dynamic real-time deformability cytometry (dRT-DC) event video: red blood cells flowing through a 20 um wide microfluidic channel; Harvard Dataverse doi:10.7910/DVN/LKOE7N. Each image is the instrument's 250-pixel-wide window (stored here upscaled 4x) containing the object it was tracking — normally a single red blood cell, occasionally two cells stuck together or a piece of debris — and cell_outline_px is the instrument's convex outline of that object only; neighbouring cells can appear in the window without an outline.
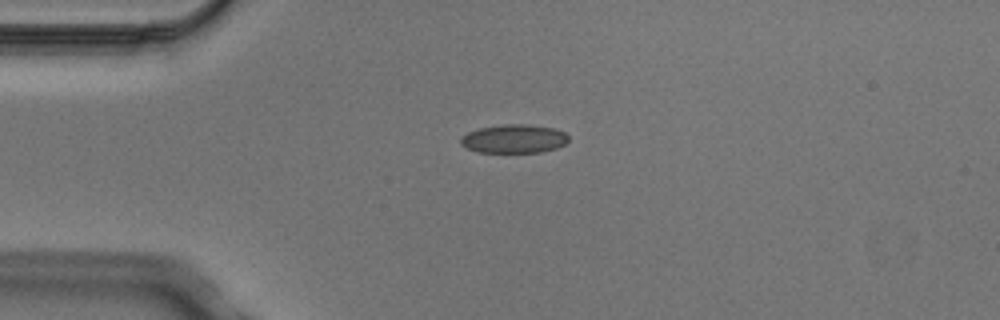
{"species": "Egyptian fruit bat (a non-hibernating species)", "species_latin": "Rousettus aegyptiacus", "temperature_condition": "cold", "stored_images_in_passage": 2, "camera_frame_rate_fps": 3000, "um_per_image_px": 0.085, "animal": {"sex": "male"}, "frame": {"image": 1, "passage_image": 1, "time_ms": 0.0, "image_size_px": [1000, 320], "cell_outline_px": [[568, 140], [564, 144], [556, 148], [540, 152], [476, 152], [460, 144], [460, 136], [468, 132], [480, 128], [504, 124], [528, 124], [556, 128], [564, 132], [568, 136]], "centroid_in_image_um": [43.68, 11.79], "position_along_channel_um": 41.3, "area_um2": 18.03}}